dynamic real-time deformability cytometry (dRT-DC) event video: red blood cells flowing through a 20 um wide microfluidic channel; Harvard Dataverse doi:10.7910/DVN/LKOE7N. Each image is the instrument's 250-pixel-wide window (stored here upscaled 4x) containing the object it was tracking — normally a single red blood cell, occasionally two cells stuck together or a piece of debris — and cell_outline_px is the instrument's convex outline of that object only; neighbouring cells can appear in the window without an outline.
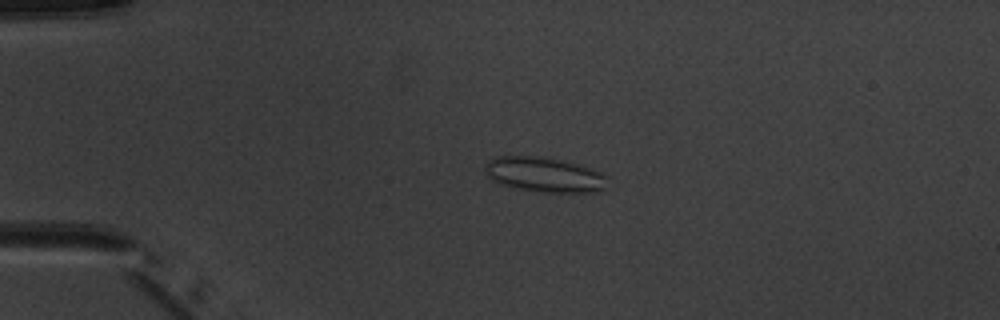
{"species": "common noctule bat (a hibernating species)", "species_latin": "Nyctalus noctula", "temperature_condition": "warm", "stored_images_in_passage": 5, "camera_frame_rate_fps": 3000, "um_per_image_px": 0.085, "animal": {"sex": "male", "body_mass_g": 20.1, "forearm_length_mm": 53.5}, "frame": {"image": 1, "passage_image": 4, "time_ms": 3.333, "image_size_px": [1000, 320], "cell_outline_px": [[612, 188], [596, 192], [536, 192], [512, 188], [496, 184], [488, 176], [484, 168], [488, 160], [496, 156], [548, 156], [580, 164], [592, 168], [608, 176]], "centroid_in_image_um": [46.34, 14.85], "position_along_channel_um": 38.7, "area_um2": 26.01}}